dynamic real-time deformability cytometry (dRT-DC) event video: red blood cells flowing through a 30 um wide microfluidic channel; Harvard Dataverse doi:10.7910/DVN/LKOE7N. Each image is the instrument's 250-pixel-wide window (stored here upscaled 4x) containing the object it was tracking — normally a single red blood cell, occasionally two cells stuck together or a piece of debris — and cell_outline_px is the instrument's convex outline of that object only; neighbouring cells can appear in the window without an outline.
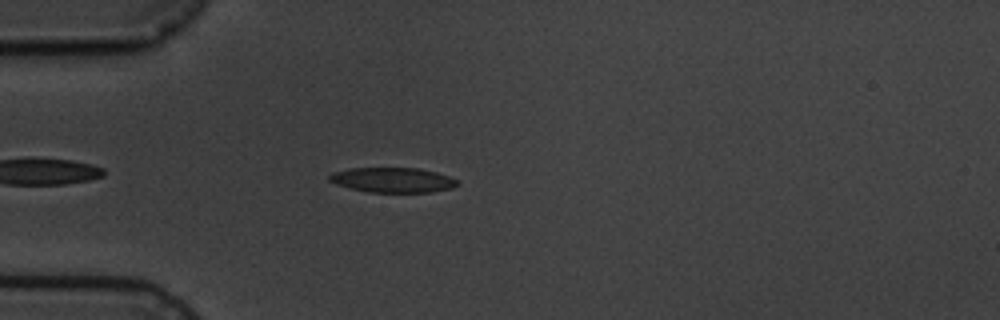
{"species": "common noctule bat (a hibernating species)", "species_latin": "Nyctalus noctula", "temperature_condition": "cold", "stored_images_in_passage": 3, "camera_frame_rate_fps": 3000, "um_per_image_px": 0.085, "animal": {"sex": "male", "body_mass_g": 19.5, "forearm_length_mm": 54.6}, "frame": {"image": 1, "passage_image": 3, "time_ms": 3.333, "image_size_px": [1000, 320], "cell_outline_px": [[460, 184], [452, 188], [428, 192], [368, 192], [336, 184], [328, 180], [328, 176], [332, 172], [348, 168], [416, 168], [436, 172], [460, 180]], "centroid_in_image_um": [33.39, 15.29], "position_along_channel_um": 51.6, "area_um2": 18.61}}